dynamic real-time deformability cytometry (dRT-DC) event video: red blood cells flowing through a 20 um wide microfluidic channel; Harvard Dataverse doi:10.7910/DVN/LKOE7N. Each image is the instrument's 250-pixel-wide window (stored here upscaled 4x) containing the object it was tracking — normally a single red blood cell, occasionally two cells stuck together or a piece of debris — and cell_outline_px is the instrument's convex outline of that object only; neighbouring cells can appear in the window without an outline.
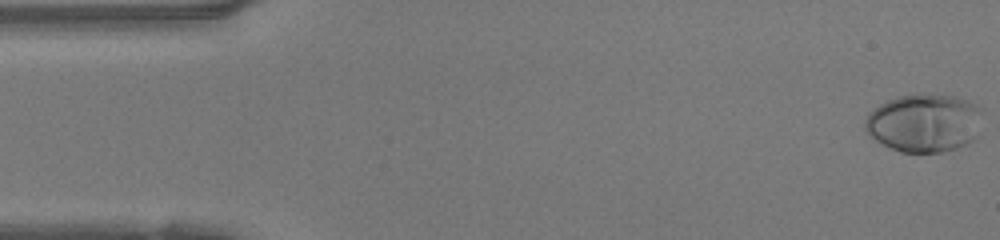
{"species": "human", "species_latin": "Homo sapiens", "temperature_condition": "warm", "stored_images_in_passage": 48, "camera_frame_rate_fps": 3000, "um_per_image_px": 0.085, "donor": {"sex": "female"}, "frame": {"image": 1, "passage_image": 1, "time_ms": 0.0, "image_size_px": [1000, 240], "cell_outline_px": [[984, 108], [976, 136], [968, 144], [944, 152], [900, 152], [876, 140], [864, 128], [864, 120], [868, 112], [880, 104], [888, 100], [900, 96], [956, 96], [968, 100]], "centroid_in_image_um": [78.58, 10.47], "position_along_channel_um": 6.4, "area_um2": 39.59}}
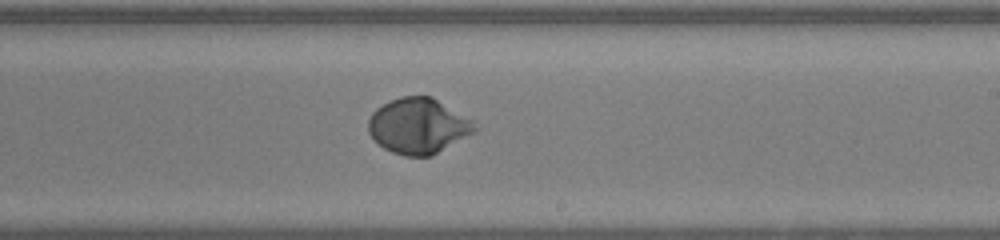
{"frame": {"image": 2, "passage_image": 28, "time_ms": 9.0, "image_size_px": [1000, 240], "cell_outline_px": [[480, 128], [476, 132], [432, 156], [404, 156], [392, 152], [384, 148], [368, 132], [368, 120], [372, 112], [376, 108], [400, 96], [432, 96], [472, 120]], "centroid_in_image_um": [35.58, 10.71], "position_along_channel_um": 253.4, "area_um2": 34.51}}
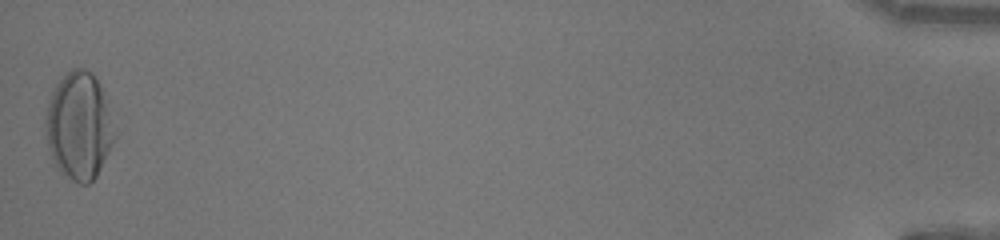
{"frame": {"image": 3, "passage_image": 48, "time_ms": 15.667, "image_size_px": [1000, 240], "cell_outline_px": [[116, 136], [96, 176], [88, 184], [80, 184], [72, 180], [60, 172], [48, 148], [44, 132], [44, 120], [48, 104], [52, 92], [56, 84], [72, 68], [84, 68], [92, 72], [100, 88], [116, 128]], "centroid_in_image_um": [6.69, 10.72], "position_along_channel_um": 428.5, "area_um2": 42.83}, "authors_computed_cell_mechanics": {"area_um2": 34.3332, "velocity_mm_per_s": 4.196, "shape_relaxation_time_tau1_ms": 3.1332, "shape_relaxation_time_tau2_ms": null, "deformation_change_tau1": 0.2198, "deformation_change_tau2": null}}